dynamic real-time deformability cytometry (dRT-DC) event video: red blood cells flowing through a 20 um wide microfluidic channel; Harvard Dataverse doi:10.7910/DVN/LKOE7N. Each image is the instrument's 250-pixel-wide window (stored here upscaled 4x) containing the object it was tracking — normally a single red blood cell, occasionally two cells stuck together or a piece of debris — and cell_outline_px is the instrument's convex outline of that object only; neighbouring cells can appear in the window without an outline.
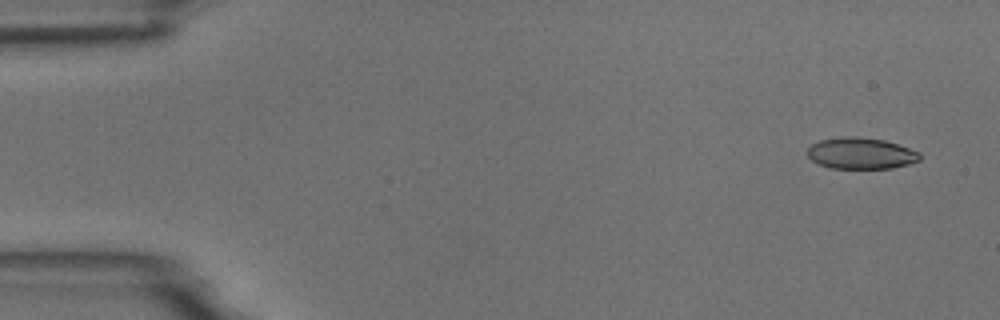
{"species": "common noctule bat (a hibernating species)", "species_latin": "Nyctalus noctula", "temperature_condition": "room temperature", "stored_images_in_passage": 5, "camera_frame_rate_fps": 3000, "um_per_image_px": 0.085, "animal": {"sex": "male", "body_mass_g": 18.8}, "frame": {"image": 1, "passage_image": 1, "time_ms": 0.0, "image_size_px": [1000, 320], "cell_outline_px": [[920, 160], [908, 164], [892, 168], [828, 168], [812, 160], [808, 156], [808, 148], [812, 144], [820, 140], [844, 136], [856, 136], [884, 140], [920, 152]], "centroid_in_image_um": [73.17, 13.03], "position_along_channel_um": 11.8, "area_um2": 20.4}}
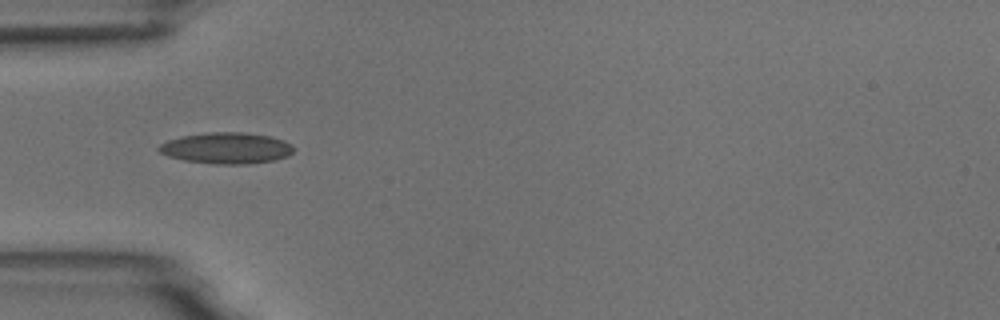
{"frame": {"image": 2, "passage_image": 5, "time_ms": 4.667, "image_size_px": [1000, 320], "cell_outline_px": [[296, 148], [288, 156], [276, 160], [248, 164], [216, 164], [184, 160], [168, 156], [160, 152], [156, 148], [160, 144], [168, 140], [180, 136], [208, 132], [244, 132], [268, 136], [284, 140], [292, 144]], "centroid_in_image_um": [19.27, 12.59], "position_along_channel_um": 65.7, "area_um2": 24.68}}